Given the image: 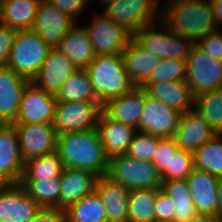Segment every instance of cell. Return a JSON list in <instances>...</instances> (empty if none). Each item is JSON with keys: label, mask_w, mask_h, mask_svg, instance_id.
<instances>
[{"label": "cell", "mask_w": 222, "mask_h": 222, "mask_svg": "<svg viewBox=\"0 0 222 222\" xmlns=\"http://www.w3.org/2000/svg\"><path fill=\"white\" fill-rule=\"evenodd\" d=\"M174 202L161 188H157L154 206L155 221L174 222Z\"/></svg>", "instance_id": "obj_42"}, {"label": "cell", "mask_w": 222, "mask_h": 222, "mask_svg": "<svg viewBox=\"0 0 222 222\" xmlns=\"http://www.w3.org/2000/svg\"><path fill=\"white\" fill-rule=\"evenodd\" d=\"M40 206L18 184H0V222H27Z\"/></svg>", "instance_id": "obj_18"}, {"label": "cell", "mask_w": 222, "mask_h": 222, "mask_svg": "<svg viewBox=\"0 0 222 222\" xmlns=\"http://www.w3.org/2000/svg\"><path fill=\"white\" fill-rule=\"evenodd\" d=\"M202 52L213 59L222 60V30L217 29L194 43Z\"/></svg>", "instance_id": "obj_41"}, {"label": "cell", "mask_w": 222, "mask_h": 222, "mask_svg": "<svg viewBox=\"0 0 222 222\" xmlns=\"http://www.w3.org/2000/svg\"><path fill=\"white\" fill-rule=\"evenodd\" d=\"M181 114L144 90V109L138 131L158 138L174 137Z\"/></svg>", "instance_id": "obj_12"}, {"label": "cell", "mask_w": 222, "mask_h": 222, "mask_svg": "<svg viewBox=\"0 0 222 222\" xmlns=\"http://www.w3.org/2000/svg\"><path fill=\"white\" fill-rule=\"evenodd\" d=\"M77 69L63 52L58 48H51L32 82L47 93L56 96L62 84Z\"/></svg>", "instance_id": "obj_17"}, {"label": "cell", "mask_w": 222, "mask_h": 222, "mask_svg": "<svg viewBox=\"0 0 222 222\" xmlns=\"http://www.w3.org/2000/svg\"><path fill=\"white\" fill-rule=\"evenodd\" d=\"M161 189L174 202V222H190L197 215L186 179L163 181Z\"/></svg>", "instance_id": "obj_29"}, {"label": "cell", "mask_w": 222, "mask_h": 222, "mask_svg": "<svg viewBox=\"0 0 222 222\" xmlns=\"http://www.w3.org/2000/svg\"><path fill=\"white\" fill-rule=\"evenodd\" d=\"M58 100L32 81L25 86L13 124H53Z\"/></svg>", "instance_id": "obj_10"}, {"label": "cell", "mask_w": 222, "mask_h": 222, "mask_svg": "<svg viewBox=\"0 0 222 222\" xmlns=\"http://www.w3.org/2000/svg\"><path fill=\"white\" fill-rule=\"evenodd\" d=\"M95 191L104 207L107 222H127L130 190L109 177L98 179Z\"/></svg>", "instance_id": "obj_23"}, {"label": "cell", "mask_w": 222, "mask_h": 222, "mask_svg": "<svg viewBox=\"0 0 222 222\" xmlns=\"http://www.w3.org/2000/svg\"><path fill=\"white\" fill-rule=\"evenodd\" d=\"M28 82L12 69L0 68V124L16 121L21 95Z\"/></svg>", "instance_id": "obj_21"}, {"label": "cell", "mask_w": 222, "mask_h": 222, "mask_svg": "<svg viewBox=\"0 0 222 222\" xmlns=\"http://www.w3.org/2000/svg\"><path fill=\"white\" fill-rule=\"evenodd\" d=\"M75 23L54 4L41 0L31 30L37 32L51 48H57Z\"/></svg>", "instance_id": "obj_13"}, {"label": "cell", "mask_w": 222, "mask_h": 222, "mask_svg": "<svg viewBox=\"0 0 222 222\" xmlns=\"http://www.w3.org/2000/svg\"><path fill=\"white\" fill-rule=\"evenodd\" d=\"M211 2H222V0H211Z\"/></svg>", "instance_id": "obj_49"}, {"label": "cell", "mask_w": 222, "mask_h": 222, "mask_svg": "<svg viewBox=\"0 0 222 222\" xmlns=\"http://www.w3.org/2000/svg\"><path fill=\"white\" fill-rule=\"evenodd\" d=\"M194 109L203 116L217 134H222V88L197 95Z\"/></svg>", "instance_id": "obj_36"}, {"label": "cell", "mask_w": 222, "mask_h": 222, "mask_svg": "<svg viewBox=\"0 0 222 222\" xmlns=\"http://www.w3.org/2000/svg\"><path fill=\"white\" fill-rule=\"evenodd\" d=\"M41 0H3L0 23L19 30L31 29Z\"/></svg>", "instance_id": "obj_28"}, {"label": "cell", "mask_w": 222, "mask_h": 222, "mask_svg": "<svg viewBox=\"0 0 222 222\" xmlns=\"http://www.w3.org/2000/svg\"><path fill=\"white\" fill-rule=\"evenodd\" d=\"M65 14L70 16L76 23L78 16L84 10L90 0H48Z\"/></svg>", "instance_id": "obj_44"}, {"label": "cell", "mask_w": 222, "mask_h": 222, "mask_svg": "<svg viewBox=\"0 0 222 222\" xmlns=\"http://www.w3.org/2000/svg\"><path fill=\"white\" fill-rule=\"evenodd\" d=\"M19 184L40 207L60 209V177L51 180L21 179Z\"/></svg>", "instance_id": "obj_31"}, {"label": "cell", "mask_w": 222, "mask_h": 222, "mask_svg": "<svg viewBox=\"0 0 222 222\" xmlns=\"http://www.w3.org/2000/svg\"><path fill=\"white\" fill-rule=\"evenodd\" d=\"M217 201H218L217 217H219L222 220V178H220L218 182Z\"/></svg>", "instance_id": "obj_48"}, {"label": "cell", "mask_w": 222, "mask_h": 222, "mask_svg": "<svg viewBox=\"0 0 222 222\" xmlns=\"http://www.w3.org/2000/svg\"><path fill=\"white\" fill-rule=\"evenodd\" d=\"M122 58L125 71L136 87H141L161 62L159 56L146 50L134 37L122 52Z\"/></svg>", "instance_id": "obj_19"}, {"label": "cell", "mask_w": 222, "mask_h": 222, "mask_svg": "<svg viewBox=\"0 0 222 222\" xmlns=\"http://www.w3.org/2000/svg\"><path fill=\"white\" fill-rule=\"evenodd\" d=\"M195 169L222 178V134H217L194 153Z\"/></svg>", "instance_id": "obj_33"}, {"label": "cell", "mask_w": 222, "mask_h": 222, "mask_svg": "<svg viewBox=\"0 0 222 222\" xmlns=\"http://www.w3.org/2000/svg\"><path fill=\"white\" fill-rule=\"evenodd\" d=\"M160 28V29H157ZM146 50L161 59L186 60L194 42L175 34L163 22L146 25L133 36Z\"/></svg>", "instance_id": "obj_7"}, {"label": "cell", "mask_w": 222, "mask_h": 222, "mask_svg": "<svg viewBox=\"0 0 222 222\" xmlns=\"http://www.w3.org/2000/svg\"><path fill=\"white\" fill-rule=\"evenodd\" d=\"M86 70L102 105L136 88L125 71L122 53L98 55L90 62Z\"/></svg>", "instance_id": "obj_3"}, {"label": "cell", "mask_w": 222, "mask_h": 222, "mask_svg": "<svg viewBox=\"0 0 222 222\" xmlns=\"http://www.w3.org/2000/svg\"><path fill=\"white\" fill-rule=\"evenodd\" d=\"M157 189L130 190L127 222H155Z\"/></svg>", "instance_id": "obj_34"}, {"label": "cell", "mask_w": 222, "mask_h": 222, "mask_svg": "<svg viewBox=\"0 0 222 222\" xmlns=\"http://www.w3.org/2000/svg\"><path fill=\"white\" fill-rule=\"evenodd\" d=\"M186 60L161 59L155 71L146 82L185 81Z\"/></svg>", "instance_id": "obj_37"}, {"label": "cell", "mask_w": 222, "mask_h": 222, "mask_svg": "<svg viewBox=\"0 0 222 222\" xmlns=\"http://www.w3.org/2000/svg\"><path fill=\"white\" fill-rule=\"evenodd\" d=\"M164 1L161 3V22L175 34L183 35L195 43L218 29L211 0Z\"/></svg>", "instance_id": "obj_2"}, {"label": "cell", "mask_w": 222, "mask_h": 222, "mask_svg": "<svg viewBox=\"0 0 222 222\" xmlns=\"http://www.w3.org/2000/svg\"><path fill=\"white\" fill-rule=\"evenodd\" d=\"M144 109V89L136 87L132 92L114 98L103 105V112L112 120L138 126Z\"/></svg>", "instance_id": "obj_25"}, {"label": "cell", "mask_w": 222, "mask_h": 222, "mask_svg": "<svg viewBox=\"0 0 222 222\" xmlns=\"http://www.w3.org/2000/svg\"><path fill=\"white\" fill-rule=\"evenodd\" d=\"M91 38L95 55L121 54L132 35L112 21L102 10L101 14H93L91 23L85 25Z\"/></svg>", "instance_id": "obj_11"}, {"label": "cell", "mask_w": 222, "mask_h": 222, "mask_svg": "<svg viewBox=\"0 0 222 222\" xmlns=\"http://www.w3.org/2000/svg\"><path fill=\"white\" fill-rule=\"evenodd\" d=\"M106 176L129 190L157 189L163 182L152 162L140 161L127 154L109 158Z\"/></svg>", "instance_id": "obj_6"}, {"label": "cell", "mask_w": 222, "mask_h": 222, "mask_svg": "<svg viewBox=\"0 0 222 222\" xmlns=\"http://www.w3.org/2000/svg\"><path fill=\"white\" fill-rule=\"evenodd\" d=\"M160 0H103V12L132 36L161 21Z\"/></svg>", "instance_id": "obj_4"}, {"label": "cell", "mask_w": 222, "mask_h": 222, "mask_svg": "<svg viewBox=\"0 0 222 222\" xmlns=\"http://www.w3.org/2000/svg\"><path fill=\"white\" fill-rule=\"evenodd\" d=\"M106 155L110 158L126 154L137 129L109 118L101 113L97 127Z\"/></svg>", "instance_id": "obj_26"}, {"label": "cell", "mask_w": 222, "mask_h": 222, "mask_svg": "<svg viewBox=\"0 0 222 222\" xmlns=\"http://www.w3.org/2000/svg\"><path fill=\"white\" fill-rule=\"evenodd\" d=\"M99 177L89 171L64 168L60 176V209L66 210L75 202L95 191Z\"/></svg>", "instance_id": "obj_24"}, {"label": "cell", "mask_w": 222, "mask_h": 222, "mask_svg": "<svg viewBox=\"0 0 222 222\" xmlns=\"http://www.w3.org/2000/svg\"><path fill=\"white\" fill-rule=\"evenodd\" d=\"M219 179L198 169L186 178L197 214L217 216Z\"/></svg>", "instance_id": "obj_20"}, {"label": "cell", "mask_w": 222, "mask_h": 222, "mask_svg": "<svg viewBox=\"0 0 222 222\" xmlns=\"http://www.w3.org/2000/svg\"><path fill=\"white\" fill-rule=\"evenodd\" d=\"M158 137L137 131L126 154L144 162H152L157 151Z\"/></svg>", "instance_id": "obj_38"}, {"label": "cell", "mask_w": 222, "mask_h": 222, "mask_svg": "<svg viewBox=\"0 0 222 222\" xmlns=\"http://www.w3.org/2000/svg\"><path fill=\"white\" fill-rule=\"evenodd\" d=\"M78 69H86L96 57L91 38L85 26L75 23L57 47Z\"/></svg>", "instance_id": "obj_27"}, {"label": "cell", "mask_w": 222, "mask_h": 222, "mask_svg": "<svg viewBox=\"0 0 222 222\" xmlns=\"http://www.w3.org/2000/svg\"><path fill=\"white\" fill-rule=\"evenodd\" d=\"M185 82L195 97L222 88V60L213 59L194 44L186 58Z\"/></svg>", "instance_id": "obj_8"}, {"label": "cell", "mask_w": 222, "mask_h": 222, "mask_svg": "<svg viewBox=\"0 0 222 222\" xmlns=\"http://www.w3.org/2000/svg\"><path fill=\"white\" fill-rule=\"evenodd\" d=\"M17 129L20 153L26 162L57 151V133L53 124H13Z\"/></svg>", "instance_id": "obj_14"}, {"label": "cell", "mask_w": 222, "mask_h": 222, "mask_svg": "<svg viewBox=\"0 0 222 222\" xmlns=\"http://www.w3.org/2000/svg\"><path fill=\"white\" fill-rule=\"evenodd\" d=\"M51 47L37 34L26 29L16 33L7 67L29 82L32 81Z\"/></svg>", "instance_id": "obj_5"}, {"label": "cell", "mask_w": 222, "mask_h": 222, "mask_svg": "<svg viewBox=\"0 0 222 222\" xmlns=\"http://www.w3.org/2000/svg\"><path fill=\"white\" fill-rule=\"evenodd\" d=\"M25 168L13 124H0V184H18Z\"/></svg>", "instance_id": "obj_15"}, {"label": "cell", "mask_w": 222, "mask_h": 222, "mask_svg": "<svg viewBox=\"0 0 222 222\" xmlns=\"http://www.w3.org/2000/svg\"><path fill=\"white\" fill-rule=\"evenodd\" d=\"M178 150L174 137L158 139L157 151L152 164L159 171L162 181L170 180V161L172 155H175Z\"/></svg>", "instance_id": "obj_39"}, {"label": "cell", "mask_w": 222, "mask_h": 222, "mask_svg": "<svg viewBox=\"0 0 222 222\" xmlns=\"http://www.w3.org/2000/svg\"><path fill=\"white\" fill-rule=\"evenodd\" d=\"M66 222H107L105 207L96 191L65 210Z\"/></svg>", "instance_id": "obj_32"}, {"label": "cell", "mask_w": 222, "mask_h": 222, "mask_svg": "<svg viewBox=\"0 0 222 222\" xmlns=\"http://www.w3.org/2000/svg\"><path fill=\"white\" fill-rule=\"evenodd\" d=\"M141 87L148 95L180 113L194 109L195 96L185 81L145 82Z\"/></svg>", "instance_id": "obj_22"}, {"label": "cell", "mask_w": 222, "mask_h": 222, "mask_svg": "<svg viewBox=\"0 0 222 222\" xmlns=\"http://www.w3.org/2000/svg\"><path fill=\"white\" fill-rule=\"evenodd\" d=\"M55 97L58 102H99L86 69H77Z\"/></svg>", "instance_id": "obj_30"}, {"label": "cell", "mask_w": 222, "mask_h": 222, "mask_svg": "<svg viewBox=\"0 0 222 222\" xmlns=\"http://www.w3.org/2000/svg\"><path fill=\"white\" fill-rule=\"evenodd\" d=\"M214 21L218 29L222 28V2H212Z\"/></svg>", "instance_id": "obj_46"}, {"label": "cell", "mask_w": 222, "mask_h": 222, "mask_svg": "<svg viewBox=\"0 0 222 222\" xmlns=\"http://www.w3.org/2000/svg\"><path fill=\"white\" fill-rule=\"evenodd\" d=\"M221 219L217 216L212 215H203V214H197L193 220L190 222H220Z\"/></svg>", "instance_id": "obj_47"}, {"label": "cell", "mask_w": 222, "mask_h": 222, "mask_svg": "<svg viewBox=\"0 0 222 222\" xmlns=\"http://www.w3.org/2000/svg\"><path fill=\"white\" fill-rule=\"evenodd\" d=\"M217 135L216 131L195 109L182 113L174 134L180 150L194 153L199 147Z\"/></svg>", "instance_id": "obj_16"}, {"label": "cell", "mask_w": 222, "mask_h": 222, "mask_svg": "<svg viewBox=\"0 0 222 222\" xmlns=\"http://www.w3.org/2000/svg\"><path fill=\"white\" fill-rule=\"evenodd\" d=\"M102 112L100 102H58L53 126L57 135L92 130L98 127Z\"/></svg>", "instance_id": "obj_9"}, {"label": "cell", "mask_w": 222, "mask_h": 222, "mask_svg": "<svg viewBox=\"0 0 222 222\" xmlns=\"http://www.w3.org/2000/svg\"><path fill=\"white\" fill-rule=\"evenodd\" d=\"M57 153L65 168L89 171L99 178L107 174L109 157L97 128L58 135Z\"/></svg>", "instance_id": "obj_1"}, {"label": "cell", "mask_w": 222, "mask_h": 222, "mask_svg": "<svg viewBox=\"0 0 222 222\" xmlns=\"http://www.w3.org/2000/svg\"><path fill=\"white\" fill-rule=\"evenodd\" d=\"M64 168L56 151L27 160L21 179L51 180L60 177Z\"/></svg>", "instance_id": "obj_35"}, {"label": "cell", "mask_w": 222, "mask_h": 222, "mask_svg": "<svg viewBox=\"0 0 222 222\" xmlns=\"http://www.w3.org/2000/svg\"><path fill=\"white\" fill-rule=\"evenodd\" d=\"M17 30L0 23V68L7 67Z\"/></svg>", "instance_id": "obj_43"}, {"label": "cell", "mask_w": 222, "mask_h": 222, "mask_svg": "<svg viewBox=\"0 0 222 222\" xmlns=\"http://www.w3.org/2000/svg\"><path fill=\"white\" fill-rule=\"evenodd\" d=\"M195 170L193 154L178 150L170 161V180L186 179Z\"/></svg>", "instance_id": "obj_40"}, {"label": "cell", "mask_w": 222, "mask_h": 222, "mask_svg": "<svg viewBox=\"0 0 222 222\" xmlns=\"http://www.w3.org/2000/svg\"><path fill=\"white\" fill-rule=\"evenodd\" d=\"M27 222H66V213L59 208L40 207Z\"/></svg>", "instance_id": "obj_45"}]
</instances>
